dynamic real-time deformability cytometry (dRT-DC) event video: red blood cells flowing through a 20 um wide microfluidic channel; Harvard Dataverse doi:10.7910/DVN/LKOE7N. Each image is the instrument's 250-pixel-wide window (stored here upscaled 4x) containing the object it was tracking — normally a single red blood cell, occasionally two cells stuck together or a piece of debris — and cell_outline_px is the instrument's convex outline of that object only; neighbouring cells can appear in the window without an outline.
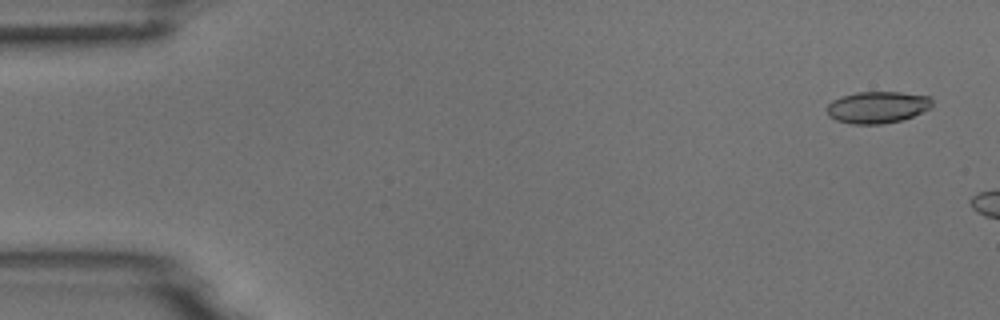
{"species": "common noctule bat (a hibernating species)", "species_latin": "Nyctalus noctula", "temperature_condition": "room temperature", "stored_images_in_passage": 8, "camera_frame_rate_fps": 3000, "um_per_image_px": 0.085, "animal": {"sex": "male", "body_mass_g": 18.8}, "frame": {"image": 1, "passage_image": 3, "time_ms": 0.667, "image_size_px": [1000, 320], "cell_outline_px": [[932, 108], [912, 116], [900, 120], [884, 124], [852, 124], [836, 120], [828, 116], [828, 104], [832, 100], [840, 96], [856, 92], [900, 92], [932, 96]], "centroid_in_image_um": [74.59, 9.11], "position_along_channel_um": 10.4, "area_um2": 19.65}}